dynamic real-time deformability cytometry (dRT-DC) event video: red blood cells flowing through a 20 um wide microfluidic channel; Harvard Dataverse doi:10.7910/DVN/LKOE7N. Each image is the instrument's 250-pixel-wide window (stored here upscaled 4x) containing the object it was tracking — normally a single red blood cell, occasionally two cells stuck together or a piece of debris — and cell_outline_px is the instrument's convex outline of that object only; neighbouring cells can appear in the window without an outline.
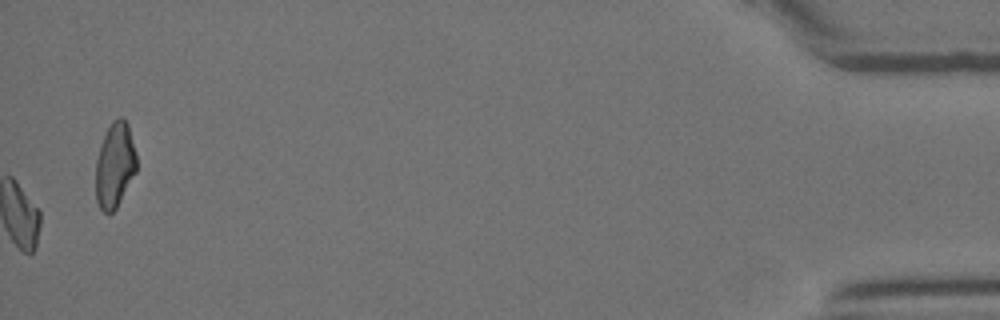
{"species": "Egyptian fruit bat (a non-hibernating species)", "species_latin": "Rousettus aegyptiacus", "temperature_condition": "room temperature", "stored_images_in_passage": 36, "camera_frame_rate_fps": 3000, "um_per_image_px": 0.085, "animal": {"sex": "female"}, "frame": {"image": 1, "passage_image": 36, "time_ms": 11.667, "image_size_px": [1000, 320], "cell_outline_px": [[136, 172], [116, 208], [112, 212], [104, 212], [100, 208], [96, 200], [96, 160], [104, 136], [112, 120], [120, 116], [124, 116], [128, 124], [136, 152]], "centroid_in_image_um": [9.77, 14.01], "position_along_channel_um": 425.4, "area_um2": 20.17}}